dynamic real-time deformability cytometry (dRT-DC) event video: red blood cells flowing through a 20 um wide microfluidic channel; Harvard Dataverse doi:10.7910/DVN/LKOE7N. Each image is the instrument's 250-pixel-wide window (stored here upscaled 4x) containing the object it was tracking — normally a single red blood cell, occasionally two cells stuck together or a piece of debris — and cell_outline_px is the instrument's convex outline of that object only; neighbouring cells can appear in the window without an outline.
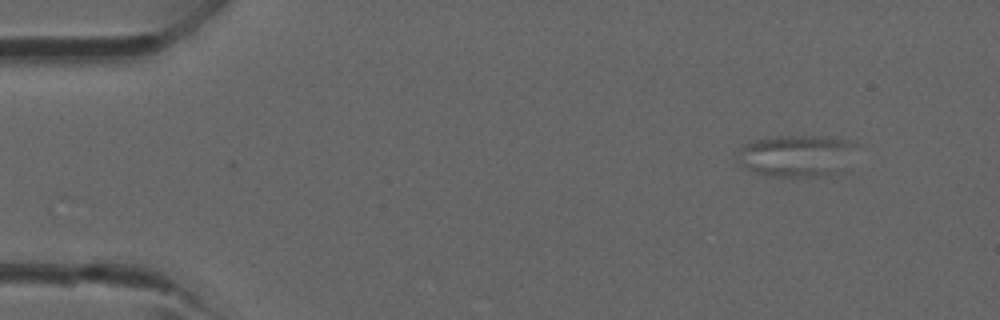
{"species": "common noctule bat (a hibernating species)", "species_latin": "Nyctalus noctula", "temperature_condition": "room temperature", "stored_images_in_passage": 4, "camera_frame_rate_fps": 3000, "um_per_image_px": 0.085, "animal": {"sex": "male", "forearm_length_mm": 52.5}, "frame": {"image": 1, "passage_image": 1, "time_ms": 0.0, "image_size_px": [1000, 320], "cell_outline_px": [[860, 144], [824, 176], [764, 176], [740, 164], [736, 160], [740, 148], [744, 144], [756, 140], [776, 136], [824, 136], [856, 140]], "centroid_in_image_um": [67.58, 13.18], "position_along_channel_um": 17.4, "area_um2": 27.98}}
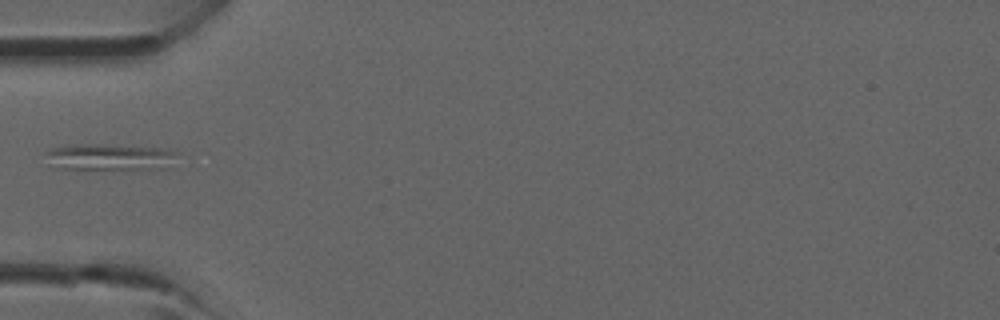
{"frame": {"image": 2, "passage_image": 4, "time_ms": 3.333, "image_size_px": [1000, 320], "cell_outline_px": [[180, 152], [164, 168], [52, 168], [44, 152], [48, 148], [68, 144], [92, 144], [160, 148]], "centroid_in_image_um": [9.2, 13.32], "position_along_channel_um": 75.8, "area_um2": 19.88}}